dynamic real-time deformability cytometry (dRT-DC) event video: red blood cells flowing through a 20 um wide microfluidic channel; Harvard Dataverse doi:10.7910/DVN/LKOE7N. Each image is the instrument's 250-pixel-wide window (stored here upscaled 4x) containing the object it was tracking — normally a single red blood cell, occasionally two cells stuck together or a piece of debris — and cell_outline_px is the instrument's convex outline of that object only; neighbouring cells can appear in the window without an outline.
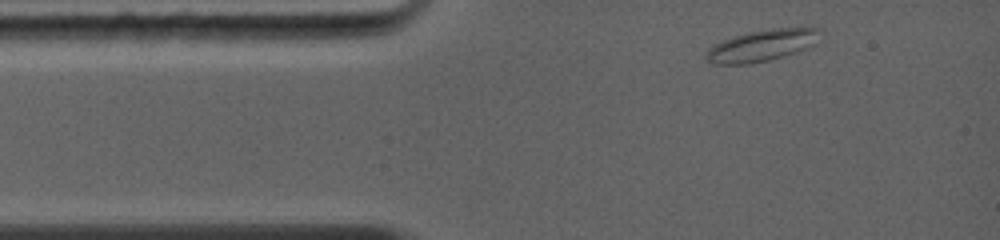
{"species": "common noctule bat (a hibernating species)", "species_latin": "Nyctalus noctula", "temperature_condition": "warm", "stored_images_in_passage": 3, "camera_frame_rate_fps": 5000, "um_per_image_px": 0.085, "animal": {"sex": "female", "body_mass_g": 19.0, "forearm_length_mm": 56.7}, "frame": {"image": 1, "passage_image": 1, "time_ms": 0.0, "image_size_px": [1000, 240], "cell_outline_px": [[824, 32], [816, 44], [796, 52], [784, 56], [752, 64], [712, 64], [704, 56], [708, 48], [712, 44], [720, 40], [748, 32], [772, 28], [812, 24], [820, 28]], "centroid_in_image_um": [64.87, 3.81], "position_along_channel_um": 20.1, "area_um2": 22.02}}